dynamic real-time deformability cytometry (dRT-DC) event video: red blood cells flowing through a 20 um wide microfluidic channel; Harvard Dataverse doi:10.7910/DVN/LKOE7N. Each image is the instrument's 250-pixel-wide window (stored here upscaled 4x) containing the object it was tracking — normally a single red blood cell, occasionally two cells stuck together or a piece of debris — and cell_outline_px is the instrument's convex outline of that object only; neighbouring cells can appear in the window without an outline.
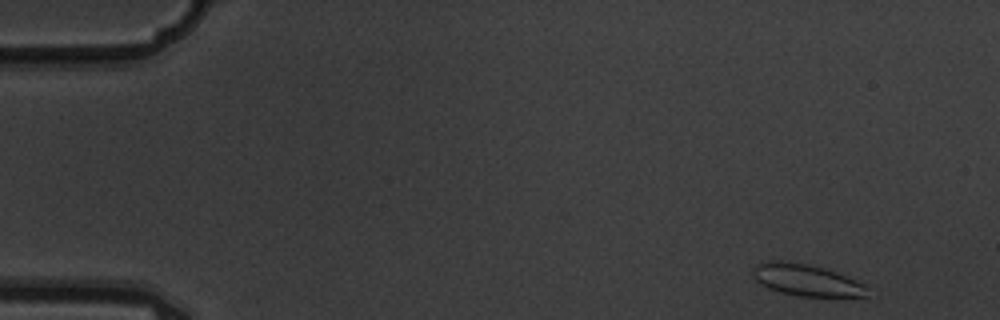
{"species": "common noctule bat (a hibernating species)", "species_latin": "Nyctalus noctula", "temperature_condition": "warm", "stored_images_in_passage": 6, "camera_frame_rate_fps": 3000, "um_per_image_px": 0.085, "animal": {"sex": "male", "body_mass_g": 19.5, "forearm_length_mm": 54.6}, "frame": {"image": 1, "passage_image": 1, "time_ms": 0.0, "image_size_px": [1000, 320], "cell_outline_px": [[868, 296], [800, 296], [768, 288], [760, 284], [756, 280], [752, 272], [752, 268], [756, 264], [768, 260], [780, 260], [808, 264], [828, 268], [856, 280], [864, 284], [868, 288]], "centroid_in_image_um": [68.54, 23.78], "position_along_channel_um": 16.5, "area_um2": 21.21}}
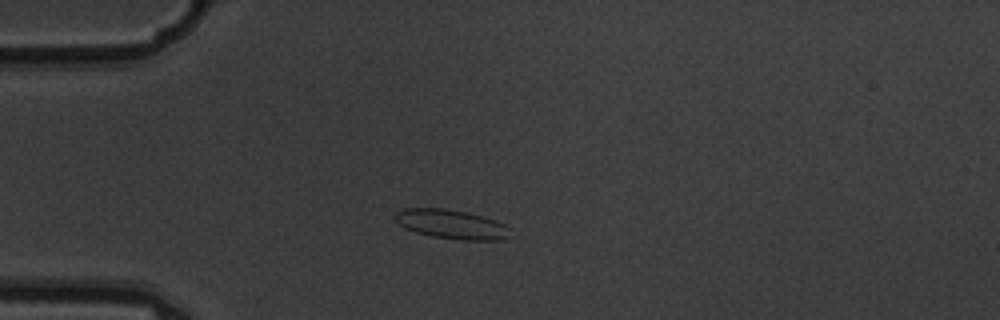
{"frame": {"image": 2, "passage_image": 4, "time_ms": 1.0, "image_size_px": [1000, 320], "cell_outline_px": [[512, 228], [508, 236], [504, 240], [460, 240], [432, 236], [416, 232], [404, 228], [392, 216], [396, 212], [404, 208], [444, 208], [468, 212], [496, 220]], "centroid_in_image_um": [38.39, 19.06], "position_along_channel_um": 46.6, "area_um2": 19.83}}
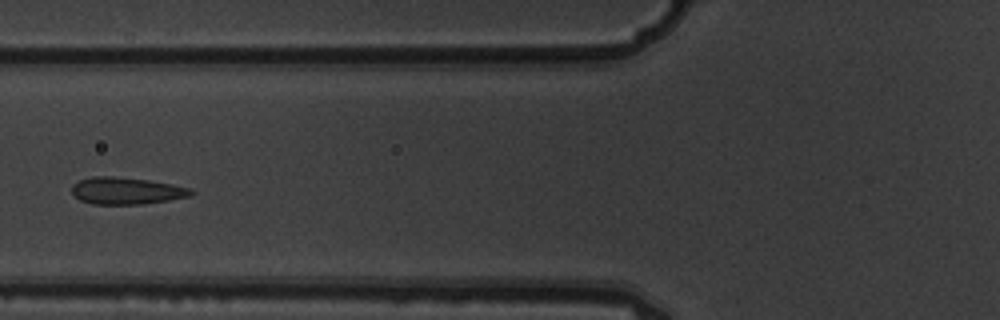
{"frame": {"image": 3, "passage_image": 6, "time_ms": 1.667, "image_size_px": [1000, 320], "cell_outline_px": [[196, 192], [192, 196], [144, 204], [92, 204], [80, 200], [72, 192], [72, 184], [80, 180], [92, 176], [112, 176], [148, 180], [172, 184], [192, 188]], "centroid_in_image_um": [10.78, 16.22], "position_along_channel_um": 115.0, "area_um2": 18.84}}